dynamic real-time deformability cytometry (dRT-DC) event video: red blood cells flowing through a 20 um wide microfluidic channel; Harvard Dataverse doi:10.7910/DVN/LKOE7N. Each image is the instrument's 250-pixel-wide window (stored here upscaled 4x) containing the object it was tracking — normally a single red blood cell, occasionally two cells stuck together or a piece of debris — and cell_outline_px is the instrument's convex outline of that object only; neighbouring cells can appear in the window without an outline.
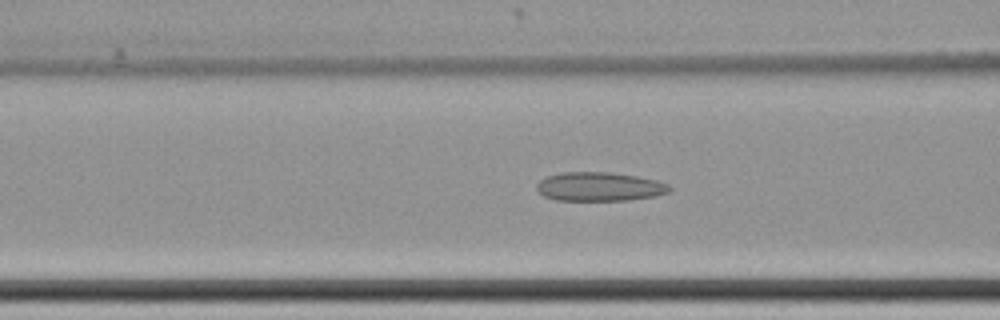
{"species": "common noctule bat (a hibernating species)", "species_latin": "Nyctalus noctula", "temperature_condition": "cold", "stored_images_in_passage": 64, "camera_frame_rate_fps": 3000, "um_per_image_px": 0.085, "animal": {"sex": "female", "body_mass_g": 22.7, "forearm_length_mm": 54.2}, "frame": {"image": 1, "passage_image": 29, "time_ms": 9.333, "image_size_px": [1000, 320], "cell_outline_px": [[672, 188], [668, 192], [656, 196], [628, 200], [556, 200], [544, 196], [536, 188], [536, 184], [540, 180], [548, 176], [560, 172], [608, 172], [636, 176], [656, 180], [668, 184]], "centroid_in_image_um": [50.95, 15.86], "position_along_channel_um": 115.6, "area_um2": 22.31}}
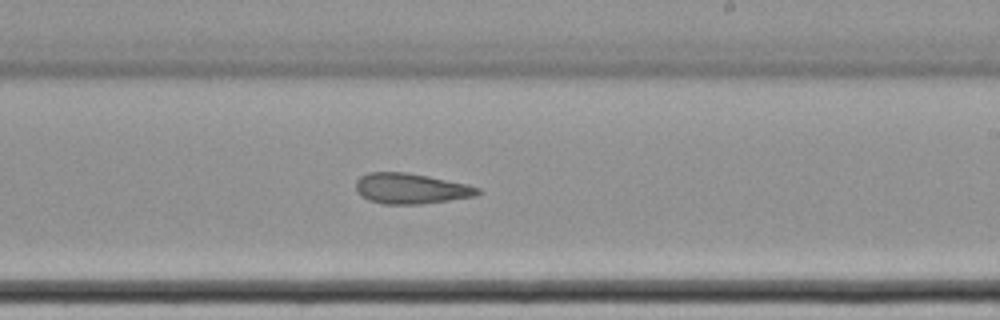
{"frame": {"image": 2, "passage_image": 41, "time_ms": 13.333, "image_size_px": [1000, 320], "cell_outline_px": [[480, 192], [476, 196], [420, 204], [384, 204], [368, 200], [360, 196], [356, 192], [356, 180], [360, 176], [368, 172], [408, 172], [468, 184], [480, 188]], "centroid_in_image_um": [34.89, 16.02], "position_along_channel_um": 254.1, "area_um2": 21.79}}
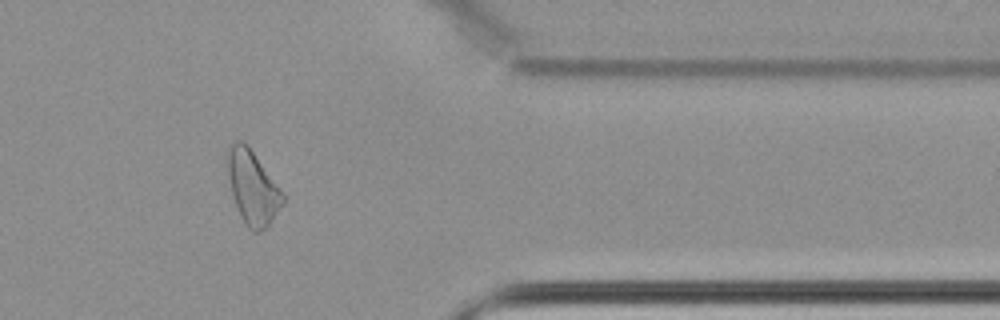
{"frame": {"image": 3, "passage_image": 54, "time_ms": 17.667, "image_size_px": [1000, 320], "cell_outline_px": [[284, 204], [272, 220], [260, 232], [252, 232], [248, 228], [240, 216], [232, 196], [224, 156], [224, 152], [236, 140], [240, 140], [252, 152], [280, 188], [284, 196]], "centroid_in_image_um": [21.43, 15.95], "position_along_channel_um": 390.0, "area_um2": 23.64}, "authors_computed_cell_mechanics": {"area_um2": 24.8251, "velocity_mm_per_s": 3.4612, "shape_relaxation_time_tau1_ms": null, "shape_relaxation_time_tau2_ms": 3.1878, "deformation_change_tau1": null, "deformation_change_tau2": 0.1025}}